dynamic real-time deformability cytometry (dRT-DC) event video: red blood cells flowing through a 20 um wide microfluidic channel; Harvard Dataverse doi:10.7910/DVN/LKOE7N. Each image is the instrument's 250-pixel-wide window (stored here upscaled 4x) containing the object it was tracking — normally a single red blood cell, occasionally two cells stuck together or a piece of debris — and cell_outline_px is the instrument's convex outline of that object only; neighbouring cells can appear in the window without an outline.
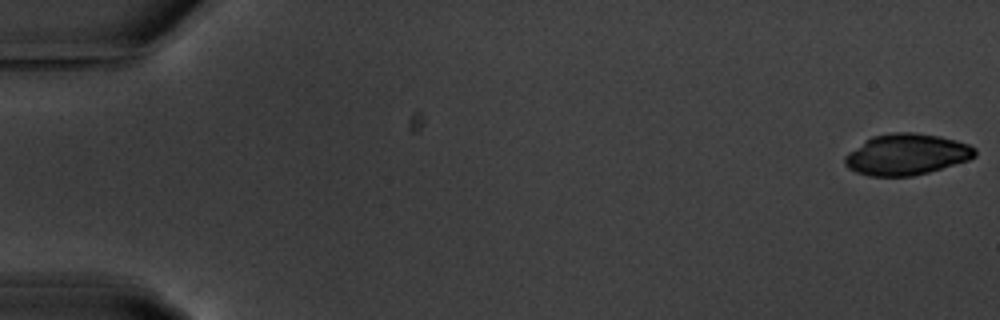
{"species": "common noctule bat (a hibernating species)", "species_latin": "Nyctalus noctula", "temperature_condition": "warm", "stored_images_in_passage": 56, "camera_frame_rate_fps": 3000, "um_per_image_px": 0.085, "animal": {"sex": "male", "body_mass_g": 20.1, "forearm_length_mm": 53.5}, "frame": {"image": 1, "passage_image": 1, "time_ms": 0.0, "image_size_px": [1000, 320], "cell_outline_px": [[976, 156], [968, 160], [928, 172], [912, 176], [868, 176], [856, 172], [848, 168], [844, 164], [844, 156], [848, 152], [864, 140], [872, 136], [892, 132], [916, 132], [940, 136], [956, 140], [968, 144], [976, 148]], "centroid_in_image_um": [77.03, 13.12], "position_along_channel_um": 8.0, "area_um2": 31.39}}